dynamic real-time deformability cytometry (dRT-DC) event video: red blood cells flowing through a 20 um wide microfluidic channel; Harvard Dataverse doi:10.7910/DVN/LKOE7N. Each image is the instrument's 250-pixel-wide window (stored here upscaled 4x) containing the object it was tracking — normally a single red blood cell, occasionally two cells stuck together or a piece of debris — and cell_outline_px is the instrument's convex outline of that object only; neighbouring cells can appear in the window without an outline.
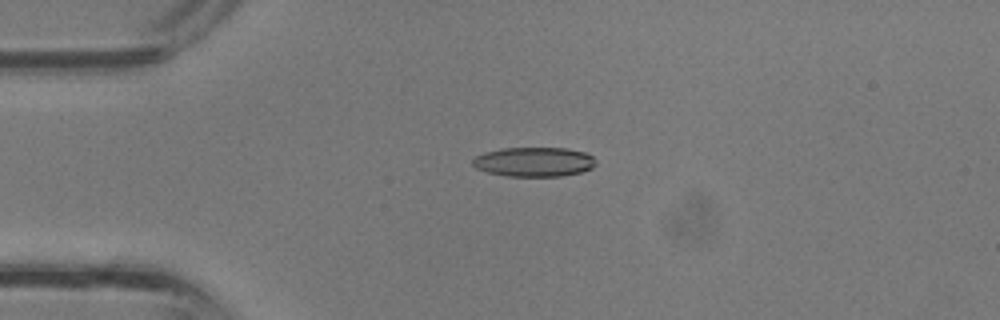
{"species": "common noctule bat (a hibernating species)", "species_latin": "Nyctalus noctula", "temperature_condition": "room temperature", "stored_images_in_passage": 37, "camera_frame_rate_fps": 3000, "um_per_image_px": 0.085, "animal": {"sex": "male", "body_mass_g": 13.3}, "frame": {"image": 1, "passage_image": 9, "time_ms": 2.667, "image_size_px": [1000, 320], "cell_outline_px": [[596, 164], [592, 168], [580, 172], [560, 176], [508, 176], [488, 172], [476, 168], [472, 164], [472, 160], [476, 156], [484, 152], [500, 148], [568, 148], [584, 152], [592, 156], [596, 160]], "centroid_in_image_um": [45.39, 13.75], "position_along_channel_um": 39.6, "area_um2": 21.15}}
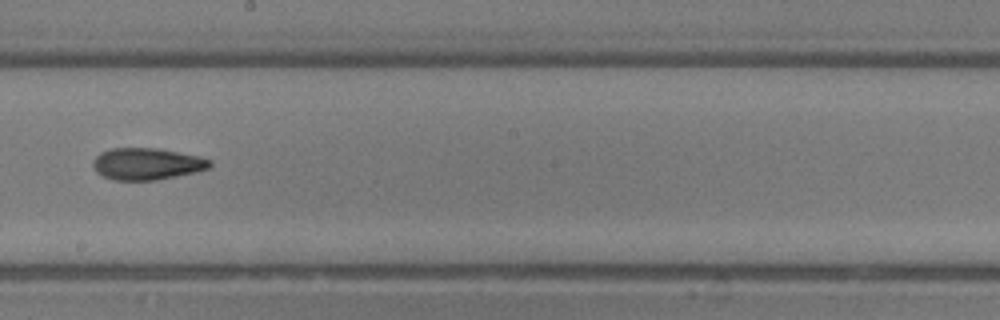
{"frame": {"image": 2, "passage_image": 21, "time_ms": 6.667, "image_size_px": [1000, 320], "cell_outline_px": [[212, 164], [208, 168], [192, 172], [156, 180], [116, 180], [104, 176], [96, 172], [92, 164], [92, 160], [100, 152], [112, 148], [156, 148], [200, 156], [212, 160]], "centroid_in_image_um": [12.45, 13.92], "position_along_channel_um": 235.7, "area_um2": 21.5}}
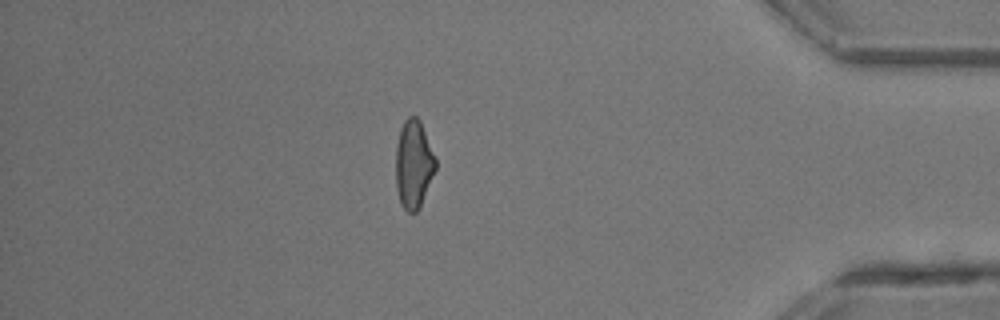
{"frame": {"image": 3, "passage_image": 32, "time_ms": 10.333, "image_size_px": [1000, 320], "cell_outline_px": [[436, 168], [420, 208], [416, 212], [408, 212], [400, 204], [396, 188], [396, 144], [400, 128], [404, 120], [408, 116], [416, 116], [420, 120], [436, 160]], "centroid_in_image_um": [35.14, 13.96], "position_along_channel_um": 400.1, "area_um2": 20.52}}